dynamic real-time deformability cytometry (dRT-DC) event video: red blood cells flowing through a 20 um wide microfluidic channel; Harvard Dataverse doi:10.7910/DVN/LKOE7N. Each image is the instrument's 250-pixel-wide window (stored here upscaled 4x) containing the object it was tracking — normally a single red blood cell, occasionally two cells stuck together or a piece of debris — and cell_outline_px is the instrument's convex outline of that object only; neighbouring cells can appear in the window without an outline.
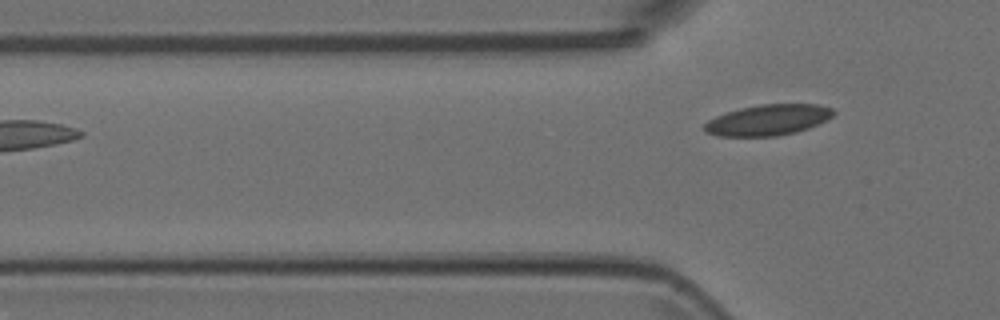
{"species": "Egyptian fruit bat (a non-hibernating species)", "species_latin": "Rousettus aegyptiacus", "temperature_condition": "room temperature", "stored_images_in_passage": 4, "camera_frame_rate_fps": 3000, "um_per_image_px": 0.085, "animal": {"sex": "female"}, "frame": {"image": 1, "passage_image": 4, "time_ms": 1.0, "image_size_px": [1000, 320], "cell_outline_px": [[836, 112], [832, 116], [808, 128], [796, 132], [776, 136], [716, 136], [708, 132], [704, 128], [704, 124], [708, 120], [716, 116], [740, 108], [760, 104], [816, 104], [832, 108]], "centroid_in_image_um": [65.28, 10.19], "position_along_channel_um": 60.5, "area_um2": 22.95}}